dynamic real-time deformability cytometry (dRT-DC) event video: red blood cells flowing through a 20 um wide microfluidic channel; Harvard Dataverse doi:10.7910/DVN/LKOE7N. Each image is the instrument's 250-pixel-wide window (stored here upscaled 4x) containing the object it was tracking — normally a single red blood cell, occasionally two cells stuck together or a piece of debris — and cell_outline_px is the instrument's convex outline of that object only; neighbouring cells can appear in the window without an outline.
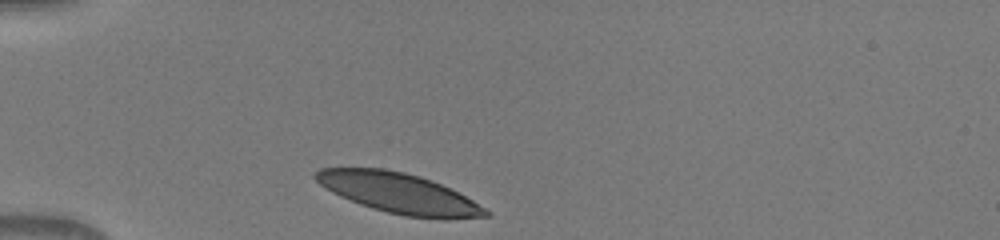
{"species": "human", "species_latin": "Homo sapiens", "temperature_condition": "warm", "stored_images_in_passage": 31, "camera_frame_rate_fps": 3000, "um_per_image_px": 0.085, "donor": {"sex": "male"}, "frame": {"image": 1, "passage_image": 1, "time_ms": 0.0, "image_size_px": [1000, 240], "cell_outline_px": [[488, 216], [404, 216], [372, 208], [360, 204], [340, 196], [332, 192], [320, 184], [312, 176], [320, 168], [384, 168], [404, 172], [420, 176], [432, 180], [472, 200], [484, 208], [488, 212]], "centroid_in_image_um": [33.76, 16.36], "position_along_channel_um": 51.2, "area_um2": 38.38}}
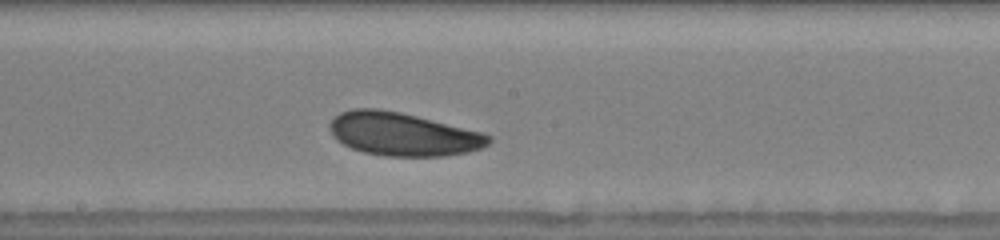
{"frame": {"image": 2, "passage_image": 15, "time_ms": 4.667, "image_size_px": [1000, 240], "cell_outline_px": [[492, 140], [488, 144], [480, 148], [468, 152], [444, 156], [384, 156], [364, 152], [352, 148], [336, 140], [332, 136], [328, 128], [328, 124], [340, 112], [352, 108], [380, 108], [400, 112], [480, 132], [492, 136]], "centroid_in_image_um": [34.19, 11.4], "position_along_channel_um": 214.0, "area_um2": 39.94}}
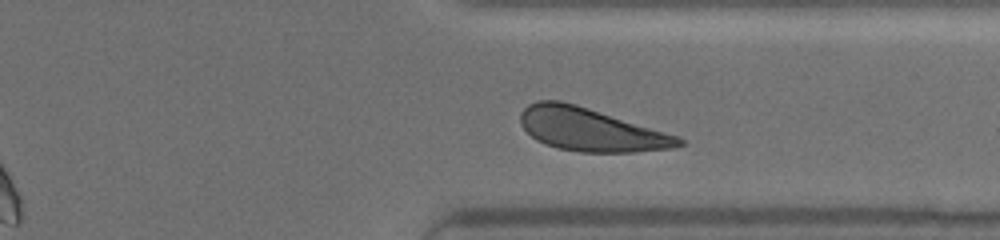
{"frame": {"image": 3, "passage_image": 26, "time_ms": 8.333, "image_size_px": [1000, 240], "cell_outline_px": [[684, 144], [672, 148], [632, 152], [580, 152], [556, 148], [544, 144], [536, 140], [520, 124], [520, 112], [528, 104], [536, 100], [560, 100], [576, 104], [680, 136], [684, 140]], "centroid_in_image_um": [50.19, 11.01], "position_along_channel_um": 361.2, "area_um2": 39.82}}